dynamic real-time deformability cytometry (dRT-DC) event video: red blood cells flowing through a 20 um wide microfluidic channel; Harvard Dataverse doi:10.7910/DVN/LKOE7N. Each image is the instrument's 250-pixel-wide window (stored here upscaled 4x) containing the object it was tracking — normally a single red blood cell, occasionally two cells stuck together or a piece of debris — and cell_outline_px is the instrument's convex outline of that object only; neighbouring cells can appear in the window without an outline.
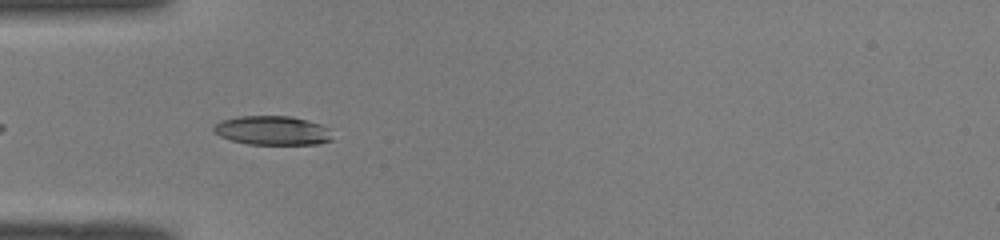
{"species": "common noctule bat (a hibernating species)", "species_latin": "Nyctalus noctula", "temperature_condition": "room temperature", "stored_images_in_passage": 10, "camera_frame_rate_fps": 3000, "um_per_image_px": 0.085, "animal": {"sex": "male", "body_mass_g": 19.0, "forearm_length_mm": 50.8}, "frame": {"image": 1, "passage_image": 4, "time_ms": 1.0, "image_size_px": [1000, 240], "cell_outline_px": [[332, 140], [316, 144], [252, 144], [232, 140], [216, 132], [212, 128], [216, 124], [224, 120], [244, 116], [288, 116], [304, 120], [316, 124]], "centroid_in_image_um": [23.07, 11.1], "position_along_channel_um": 61.9, "area_um2": 18.9}}